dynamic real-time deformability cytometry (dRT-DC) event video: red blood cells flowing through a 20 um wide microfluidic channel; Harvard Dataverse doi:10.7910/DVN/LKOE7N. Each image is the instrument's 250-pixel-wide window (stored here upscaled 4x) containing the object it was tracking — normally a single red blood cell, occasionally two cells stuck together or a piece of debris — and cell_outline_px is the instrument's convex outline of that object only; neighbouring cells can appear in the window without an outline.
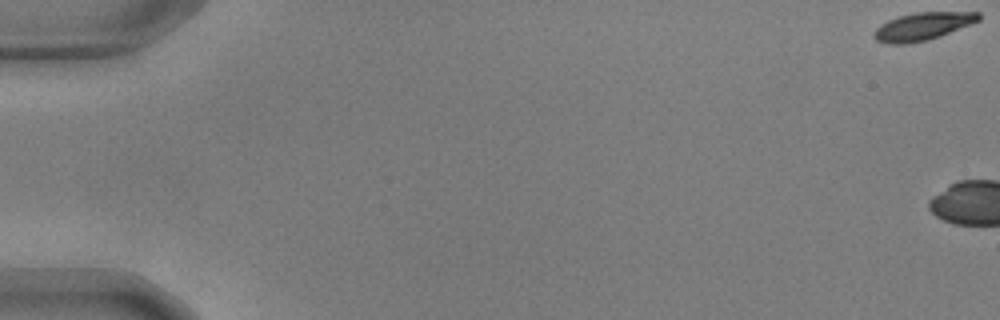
{"species": "common noctule bat (a hibernating species)", "species_latin": "Nyctalus noctula", "temperature_condition": "warm", "stored_images_in_passage": 5, "camera_frame_rate_fps": 3000, "um_per_image_px": 0.085, "animal": {"sex": "male", "body_mass_g": 17.9, "forearm_length_mm": 54.2}, "frame": {"image": 1, "passage_image": 1, "time_ms": 0.0, "image_size_px": [1000, 320], "cell_outline_px": [[980, 20], [940, 36], [928, 40], [908, 44], [888, 44], [876, 40], [872, 36], [876, 28], [880, 24], [896, 16], [916, 12], [980, 12]], "centroid_in_image_um": [78.38, 2.24], "position_along_channel_um": 6.6, "area_um2": 16.99}}